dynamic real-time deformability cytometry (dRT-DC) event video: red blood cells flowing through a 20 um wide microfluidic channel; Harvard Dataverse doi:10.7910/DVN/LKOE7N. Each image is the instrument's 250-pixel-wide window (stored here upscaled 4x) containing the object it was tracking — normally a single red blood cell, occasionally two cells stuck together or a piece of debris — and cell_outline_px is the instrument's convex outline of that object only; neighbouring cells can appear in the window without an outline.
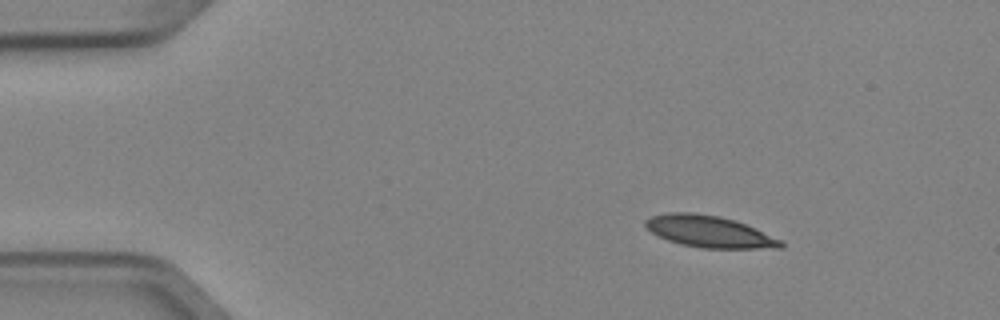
{"species": "Egyptian fruit bat (a non-hibernating species)", "species_latin": "Rousettus aegyptiacus", "temperature_condition": "cold", "stored_images_in_passage": 4, "camera_frame_rate_fps": 3000, "um_per_image_px": 0.085, "animal": {"sex": "female"}, "frame": {"image": 1, "passage_image": 2, "time_ms": 0.333, "image_size_px": [1000, 320], "cell_outline_px": [[784, 244], [780, 248], [704, 248], [680, 244], [668, 240], [652, 232], [644, 224], [644, 220], [652, 216], [668, 212], [692, 212], [720, 216], [736, 220], [756, 228], [784, 240]], "centroid_in_image_um": [60.33, 19.67], "position_along_channel_um": 24.7, "area_um2": 25.09}}